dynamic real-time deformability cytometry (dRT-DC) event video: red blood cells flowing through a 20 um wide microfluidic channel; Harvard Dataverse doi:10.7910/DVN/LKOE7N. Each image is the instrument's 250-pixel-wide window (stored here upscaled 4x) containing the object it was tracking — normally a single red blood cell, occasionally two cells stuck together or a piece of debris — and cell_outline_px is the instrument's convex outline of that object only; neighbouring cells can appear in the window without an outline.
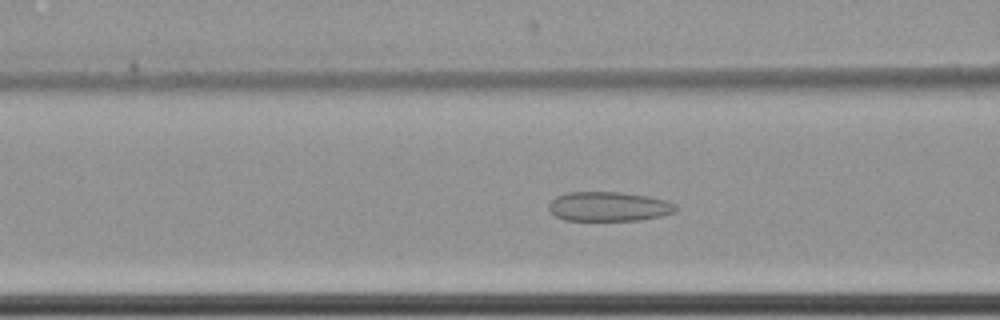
{"species": "common noctule bat (a hibernating species)", "species_latin": "Nyctalus noctula", "temperature_condition": "cold", "stored_images_in_passage": 62, "camera_frame_rate_fps": 3000, "um_per_image_px": 0.085, "animal": {"sex": "female", "body_mass_g": 22.7, "forearm_length_mm": 54.2}, "frame": {"image": 1, "passage_image": 27, "time_ms": 8.667, "image_size_px": [1000, 320], "cell_outline_px": [[676, 212], [660, 216], [636, 220], [564, 220], [556, 216], [548, 208], [548, 204], [556, 196], [568, 192], [620, 192], [648, 196], [664, 200], [676, 204]], "centroid_in_image_um": [51.73, 17.55], "position_along_channel_um": 114.9, "area_um2": 21.68}}
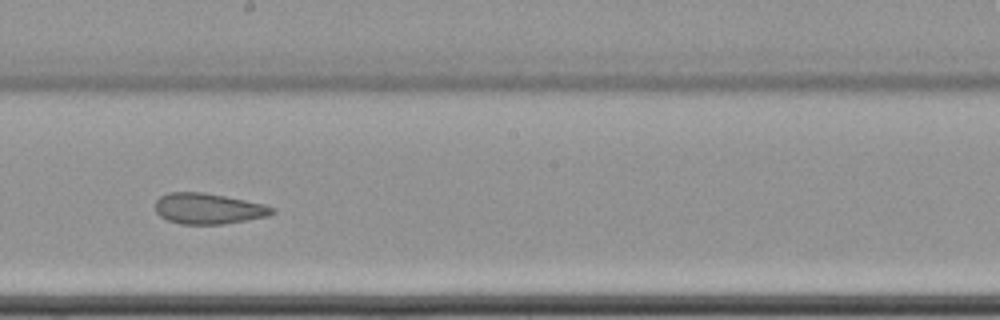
{"frame": {"image": 2, "passage_image": 37, "time_ms": 12.0, "image_size_px": [1000, 320], "cell_outline_px": [[276, 212], [268, 216], [224, 224], [180, 224], [168, 220], [160, 216], [156, 212], [156, 200], [160, 196], [168, 192], [204, 192], [264, 204], [276, 208]], "centroid_in_image_um": [17.71, 17.73], "position_along_channel_um": 230.5, "area_um2": 20.98}}
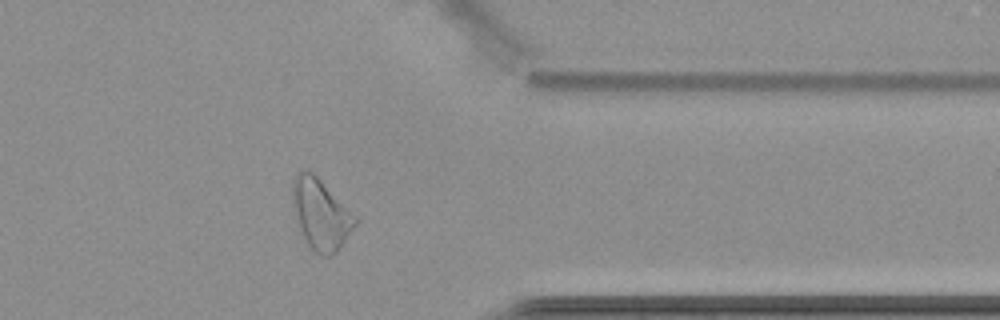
{"frame": {"image": 3, "passage_image": 51, "time_ms": 16.667, "image_size_px": [1000, 320], "cell_outline_px": [[360, 220], [336, 252], [328, 256], [320, 256], [308, 244], [304, 236], [296, 212], [292, 196], [292, 180], [304, 168], [312, 172]], "centroid_in_image_um": [27.3, 18.2], "position_along_channel_um": 384.1, "area_um2": 24.97}, "authors_computed_cell_mechanics": {"area_um2": 27.1082, "velocity_mm_per_s": 3.4696, "shape_relaxation_time_tau1_ms": null, "shape_relaxation_time_tau2_ms": 2.1568, "deformation_change_tau1": null, "deformation_change_tau2": 0.0912}}